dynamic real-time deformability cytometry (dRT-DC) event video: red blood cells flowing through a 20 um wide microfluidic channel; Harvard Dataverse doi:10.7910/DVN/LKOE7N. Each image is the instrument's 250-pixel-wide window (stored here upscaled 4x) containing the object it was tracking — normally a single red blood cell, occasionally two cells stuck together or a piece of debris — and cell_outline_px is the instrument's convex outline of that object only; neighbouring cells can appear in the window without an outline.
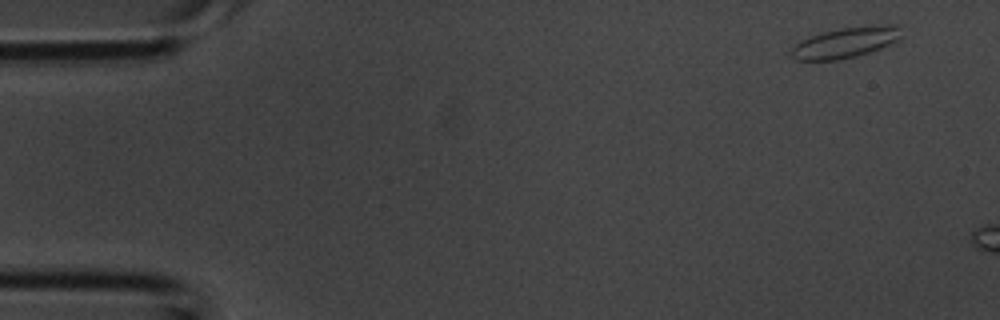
{"species": "common noctule bat (a hibernating species)", "species_latin": "Nyctalus noctula", "temperature_condition": "room temperature", "stored_images_in_passage": 5, "camera_frame_rate_fps": 3000, "um_per_image_px": 0.085, "animal": {"sex": "male", "body_mass_g": 20.1, "forearm_length_mm": 53.5}, "frame": {"image": 1, "passage_image": 1, "time_ms": 0.0, "image_size_px": [1000, 320], "cell_outline_px": [[900, 40], [880, 48], [856, 56], [836, 60], [796, 60], [788, 52], [800, 40], [820, 32], [840, 28], [872, 24], [896, 24], [900, 28]], "centroid_in_image_um": [71.87, 3.59], "position_along_channel_um": 13.1, "area_um2": 19.88}}